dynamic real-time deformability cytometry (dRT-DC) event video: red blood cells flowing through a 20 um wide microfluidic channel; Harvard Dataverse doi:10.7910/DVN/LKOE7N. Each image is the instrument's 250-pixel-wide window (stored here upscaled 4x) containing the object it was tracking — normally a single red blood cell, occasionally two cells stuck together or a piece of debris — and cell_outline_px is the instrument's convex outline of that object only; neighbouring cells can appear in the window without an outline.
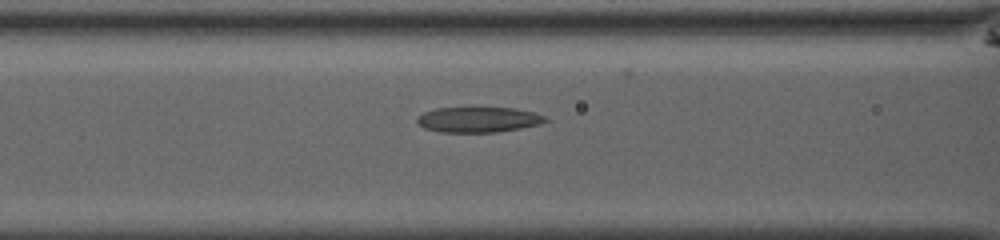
{"species": "common noctule bat (a hibernating species)", "species_latin": "Nyctalus noctula", "temperature_condition": "room temperature", "stored_images_in_passage": 46, "camera_frame_rate_fps": 3000, "um_per_image_px": 0.085, "animal": {"sex": "male", "body_mass_g": 13.0, "forearm_length_mm": 53.1}, "frame": {"image": 1, "passage_image": 24, "time_ms": 7.667, "image_size_px": [1000, 240], "cell_outline_px": [[548, 120], [540, 124], [520, 128], [496, 132], [440, 132], [424, 128], [416, 124], [416, 116], [424, 112], [436, 108], [516, 108], [532, 112], [544, 116]], "centroid_in_image_um": [40.6, 10.17], "position_along_channel_um": 126.0, "area_um2": 18.96}}
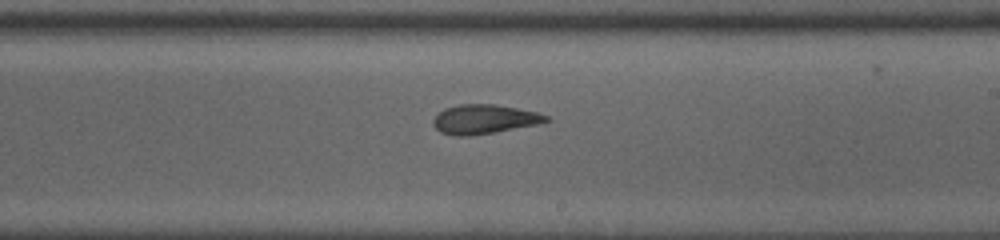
{"frame": {"image": 2, "passage_image": 33, "time_ms": 10.667, "image_size_px": [1000, 240], "cell_outline_px": [[552, 120], [536, 124], [496, 132], [468, 136], [456, 136], [440, 132], [432, 124], [432, 120], [444, 108], [460, 104], [496, 104], [536, 112], [548, 116]], "centroid_in_image_um": [41.14, 10.13], "position_along_channel_um": 247.9, "area_um2": 19.19}}
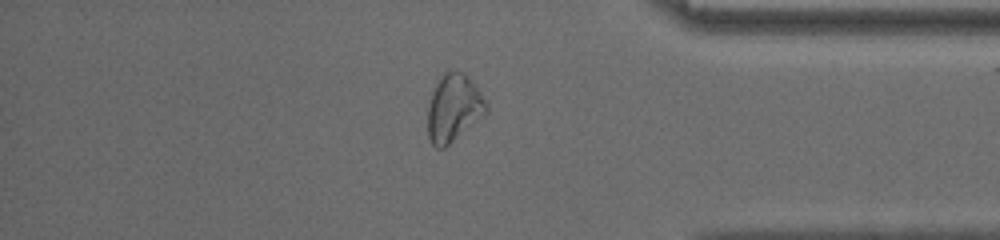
{"frame": {"image": 3, "passage_image": 45, "time_ms": 14.667, "image_size_px": [1000, 240], "cell_outline_px": [[488, 112], [484, 116], [444, 148], [436, 148], [432, 144], [428, 136], [428, 104], [432, 92], [436, 84], [444, 72], [464, 72], [476, 84], [488, 104]], "centroid_in_image_um": [38.58, 9.18], "position_along_channel_um": 396.6, "area_um2": 23.06}}